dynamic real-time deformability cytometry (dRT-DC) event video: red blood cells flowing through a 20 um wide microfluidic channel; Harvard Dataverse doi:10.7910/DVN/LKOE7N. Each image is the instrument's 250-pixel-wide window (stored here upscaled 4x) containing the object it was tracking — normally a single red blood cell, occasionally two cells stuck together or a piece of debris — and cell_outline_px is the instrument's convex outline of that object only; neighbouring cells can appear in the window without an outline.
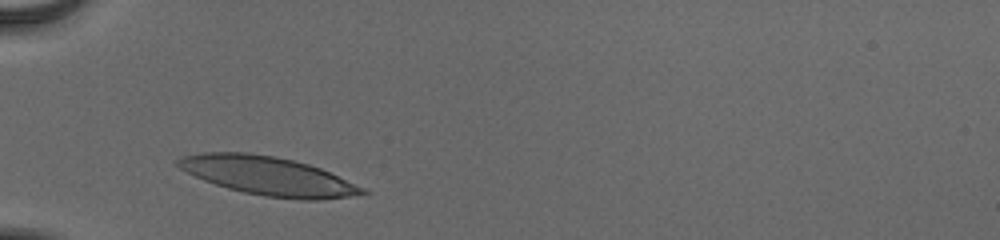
{"species": "human", "species_latin": "Homo sapiens", "temperature_condition": "cold", "stored_images_in_passage": 29, "camera_frame_rate_fps": 3000, "um_per_image_px": 0.085, "donor": {"sex": "male"}, "frame": {"image": 1, "passage_image": 2, "time_ms": 0.333, "image_size_px": [1000, 240], "cell_outline_px": [[372, 192], [352, 196], [320, 200], [304, 200], [264, 196], [244, 192], [228, 188], [204, 180], [180, 168], [176, 164], [176, 160], [184, 156], [200, 152], [248, 152], [276, 156], [308, 164], [320, 168], [364, 188]], "centroid_in_image_um": [22.8, 14.95], "position_along_channel_um": 62.2, "area_um2": 41.27}}
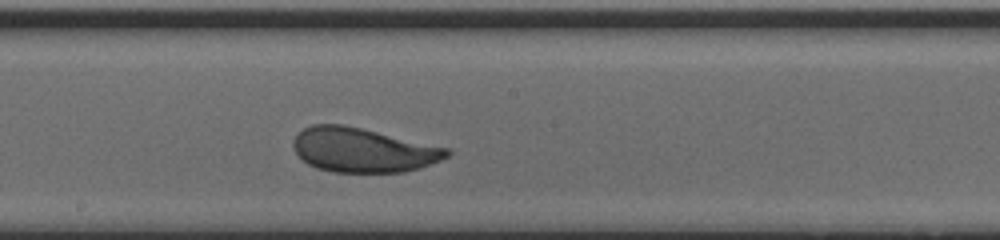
{"frame": {"image": 2, "passage_image": 15, "time_ms": 4.667, "image_size_px": [1000, 240], "cell_outline_px": [[452, 152], [448, 156], [440, 160], [420, 168], [404, 172], [332, 172], [316, 168], [308, 164], [292, 148], [292, 140], [304, 128], [312, 124], [344, 124], [452, 148]], "centroid_in_image_um": [30.88, 12.75], "position_along_channel_um": 217.3, "area_um2": 40.0}}
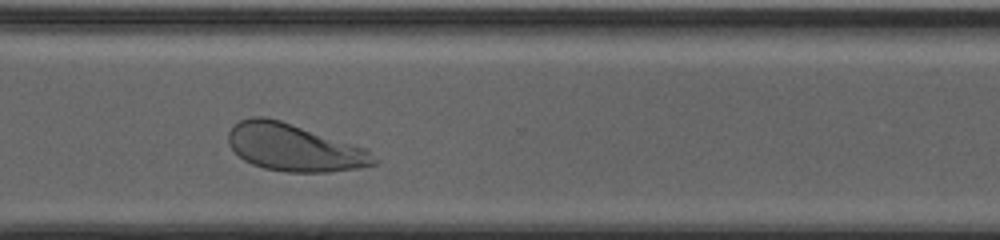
{"frame": {"image": 3, "passage_image": 25, "time_ms": 8.0, "image_size_px": [1000, 240], "cell_outline_px": [[376, 164], [360, 168], [328, 172], [284, 172], [264, 168], [252, 164], [244, 160], [228, 144], [228, 132], [240, 120], [252, 116], [268, 116], [368, 148], [376, 160]], "centroid_in_image_um": [25.01, 12.54], "position_along_channel_um": 345.6, "area_um2": 40.23}, "authors_computed_cell_mechanics": {"area_um2": 39.9976, "velocity_mm_per_s": 3.8345, "shape_relaxation_time_tau1_ms": 3.0074, "shape_relaxation_time_tau2_ms": 0.7479, "deformation_change_tau1": 0.1345, "deformation_change_tau2": 0.0639}}